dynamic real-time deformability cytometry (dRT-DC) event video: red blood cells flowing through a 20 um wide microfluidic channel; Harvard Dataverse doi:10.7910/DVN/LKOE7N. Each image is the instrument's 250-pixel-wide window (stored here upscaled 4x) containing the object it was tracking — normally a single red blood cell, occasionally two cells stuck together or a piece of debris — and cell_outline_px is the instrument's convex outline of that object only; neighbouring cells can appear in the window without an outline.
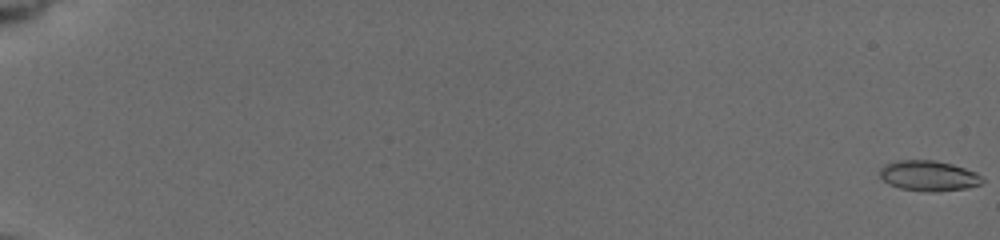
{"species": "common noctule bat (a hibernating species)", "species_latin": "Nyctalus noctula", "temperature_condition": "cold", "stored_images_in_passage": 6, "camera_frame_rate_fps": 3000, "um_per_image_px": 0.085, "animal": {"sex": "female", "body_mass_g": 19.5, "forearm_length_mm": 54.1}, "frame": {"image": 1, "passage_image": 1, "time_ms": 0.0, "image_size_px": [1000, 240], "cell_outline_px": [[984, 180], [980, 184], [968, 188], [936, 192], [928, 192], [900, 188], [888, 184], [880, 176], [880, 168], [884, 164], [896, 160], [932, 160], [952, 164], [976, 172]], "centroid_in_image_um": [78.92, 14.94], "position_along_channel_um": 6.1, "area_um2": 18.21}}